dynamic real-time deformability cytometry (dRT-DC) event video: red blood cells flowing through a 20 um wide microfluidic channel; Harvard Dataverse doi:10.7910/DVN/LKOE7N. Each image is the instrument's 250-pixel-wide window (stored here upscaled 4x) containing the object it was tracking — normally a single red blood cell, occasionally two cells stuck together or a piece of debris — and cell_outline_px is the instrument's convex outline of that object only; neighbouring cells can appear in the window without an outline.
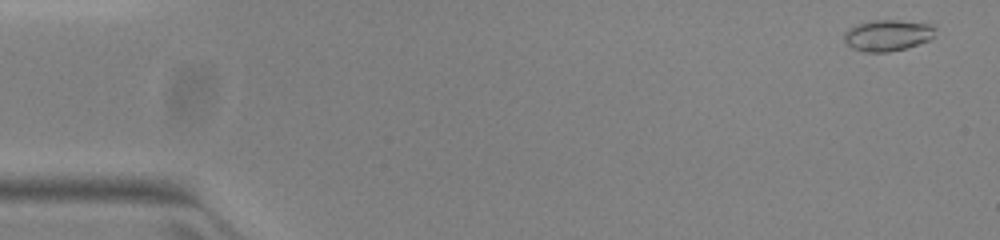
{"species": "common noctule bat (a hibernating species)", "species_latin": "Nyctalus noctula", "temperature_condition": "warm", "stored_images_in_passage": 52, "camera_frame_rate_fps": 3000, "um_per_image_px": 0.085, "animal": {"sex": "female", "body_mass_g": 23.0, "forearm_length_mm": 53.4}, "frame": {"image": 1, "passage_image": 2, "time_ms": 0.333, "image_size_px": [1000, 240], "cell_outline_px": [[936, 28], [932, 36], [928, 40], [904, 48], [888, 52], [864, 52], [852, 48], [844, 40], [844, 32], [848, 28], [856, 24], [872, 20], [900, 20], [932, 24]], "centroid_in_image_um": [75.41, 2.99], "position_along_channel_um": 9.6, "area_um2": 16.53}}
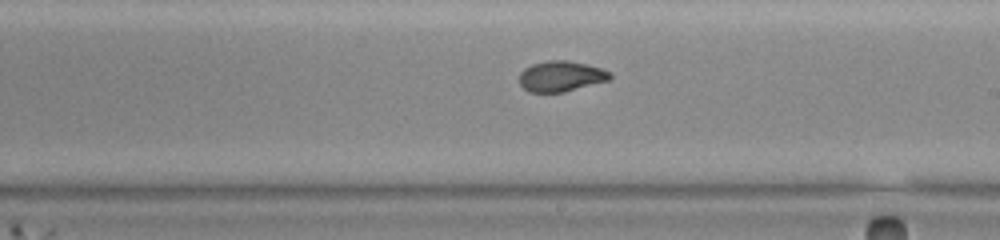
{"frame": {"image": 2, "passage_image": 30, "time_ms": 9.667, "image_size_px": [1000, 240], "cell_outline_px": [[612, 76], [608, 80], [564, 92], [528, 92], [520, 84], [520, 72], [524, 68], [532, 64], [548, 60], [568, 60], [600, 68], [608, 72]], "centroid_in_image_um": [47.64, 6.48], "position_along_channel_um": 241.4, "area_um2": 15.95}}
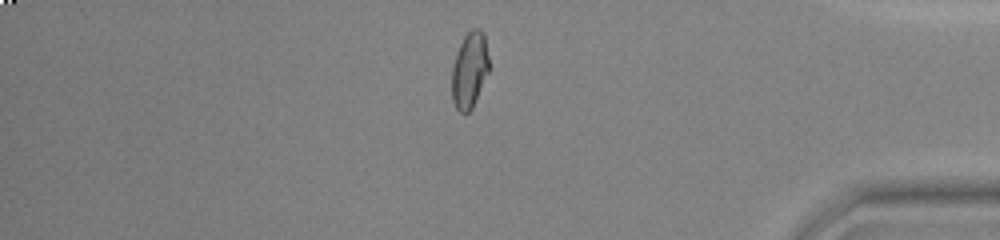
{"frame": {"image": 3, "passage_image": 44, "time_ms": 14.333, "image_size_px": [1000, 240], "cell_outline_px": [[488, 72], [472, 108], [468, 112], [460, 112], [456, 108], [452, 100], [452, 68], [456, 52], [464, 36], [472, 28], [480, 28], [484, 32], [488, 56]], "centroid_in_image_um": [39.9, 5.92], "position_along_channel_um": 395.3, "area_um2": 16.36}, "authors_computed_cell_mechanics": {"area_um2": 16.473, "velocity_mm_per_s": 3.973, "shape_relaxation_time_tau1_ms": 5.6902, "shape_relaxation_time_tau2_ms": 1.2398, "deformation_change_tau1": 0.2071, "deformation_change_tau2": 0.0537}}